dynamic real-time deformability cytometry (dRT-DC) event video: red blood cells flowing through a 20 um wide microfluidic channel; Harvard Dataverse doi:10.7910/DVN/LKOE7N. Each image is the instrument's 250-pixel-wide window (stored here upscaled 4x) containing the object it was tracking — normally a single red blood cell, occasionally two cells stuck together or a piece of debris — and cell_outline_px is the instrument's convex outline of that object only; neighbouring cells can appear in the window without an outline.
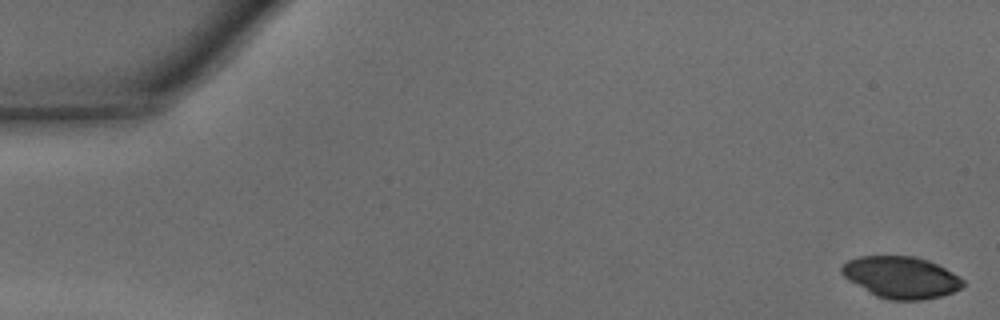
{"species": "common noctule bat (a hibernating species)", "species_latin": "Nyctalus noctula", "temperature_condition": "warm", "stored_images_in_passage": 38, "camera_frame_rate_fps": 3000, "um_per_image_px": 0.085, "animal": {"sex": "male", "body_mass_g": 15.6}, "frame": {"image": 1, "passage_image": 1, "time_ms": 0.0, "image_size_px": [1000, 320], "cell_outline_px": [[964, 284], [960, 288], [952, 292], [940, 296], [920, 300], [888, 300], [876, 296], [848, 280], [840, 272], [840, 268], [848, 260], [860, 256], [916, 256], [928, 260], [952, 272], [964, 280]], "centroid_in_image_um": [76.57, 23.57], "position_along_channel_um": 8.4, "area_um2": 29.36}}